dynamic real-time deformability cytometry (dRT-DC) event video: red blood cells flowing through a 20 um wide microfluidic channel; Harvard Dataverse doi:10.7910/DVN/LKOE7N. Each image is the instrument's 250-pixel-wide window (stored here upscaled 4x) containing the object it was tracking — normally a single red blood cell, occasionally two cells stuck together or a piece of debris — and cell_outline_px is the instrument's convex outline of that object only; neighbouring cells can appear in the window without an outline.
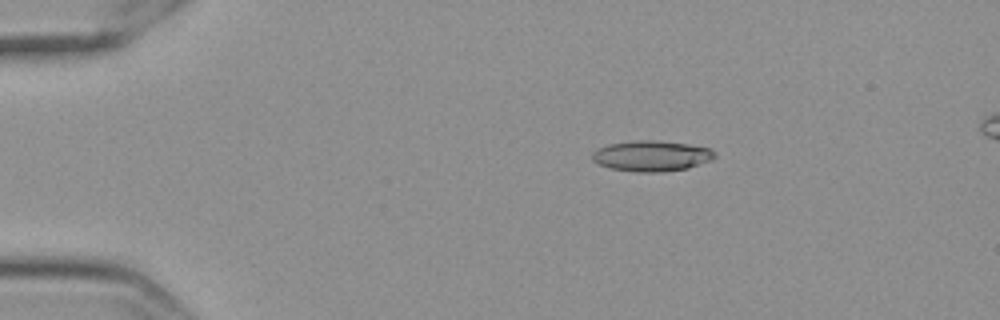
{"species": "Egyptian fruit bat (a non-hibernating species)", "species_latin": "Rousettus aegyptiacus", "temperature_condition": "cold", "stored_images_in_passage": 58, "camera_frame_rate_fps": 3000, "um_per_image_px": 0.085, "frame": {"image": 1, "passage_image": 11, "time_ms": 3.333, "image_size_px": [1000, 320], "cell_outline_px": [[716, 156], [712, 160], [688, 168], [664, 172], [636, 172], [612, 168], [596, 164], [592, 160], [592, 152], [596, 148], [608, 144], [636, 140], [656, 140], [688, 144], [712, 148], [716, 152]], "centroid_in_image_um": [55.39, 13.25], "position_along_channel_um": 29.6, "area_um2": 22.2}}
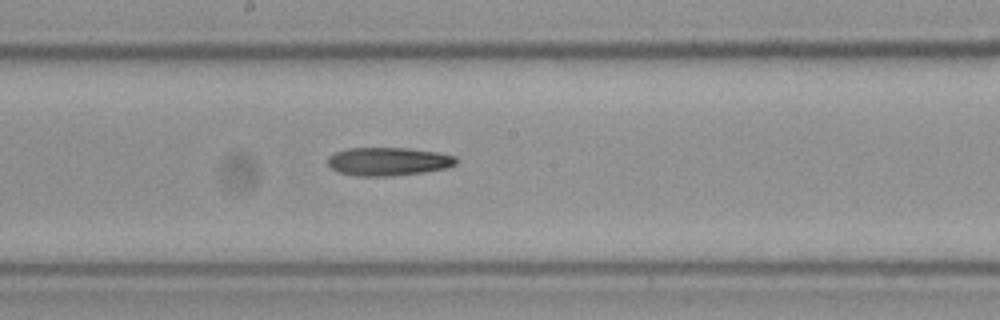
{"frame": {"image": 2, "passage_image": 32, "time_ms": 10.333, "image_size_px": [1000, 320], "cell_outline_px": [[456, 164], [448, 168], [392, 176], [356, 176], [336, 172], [328, 164], [328, 156], [336, 152], [348, 148], [408, 148], [440, 152], [456, 156]], "centroid_in_image_um": [33.0, 13.72], "position_along_channel_um": 215.2, "area_um2": 21.27}}
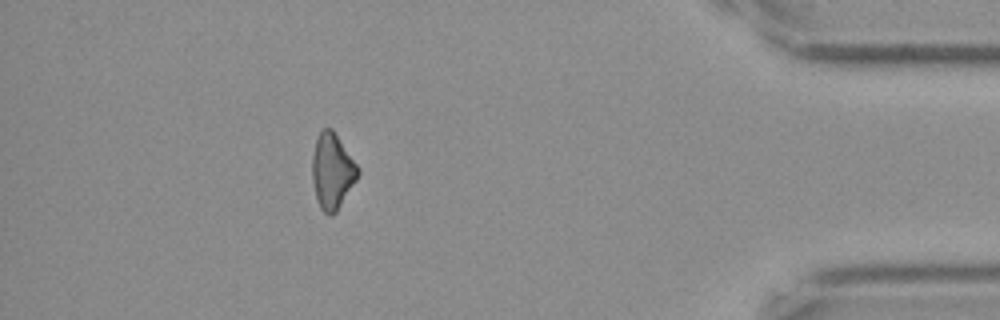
{"frame": {"image": 3, "passage_image": 52, "time_ms": 17.0, "image_size_px": [1000, 320], "cell_outline_px": [[360, 172], [356, 180], [336, 212], [332, 216], [328, 216], [320, 208], [316, 200], [312, 180], [312, 156], [316, 136], [324, 128], [332, 128], [356, 164]], "centroid_in_image_um": [28.21, 14.57], "position_along_channel_um": 407.0, "area_um2": 20.06}}